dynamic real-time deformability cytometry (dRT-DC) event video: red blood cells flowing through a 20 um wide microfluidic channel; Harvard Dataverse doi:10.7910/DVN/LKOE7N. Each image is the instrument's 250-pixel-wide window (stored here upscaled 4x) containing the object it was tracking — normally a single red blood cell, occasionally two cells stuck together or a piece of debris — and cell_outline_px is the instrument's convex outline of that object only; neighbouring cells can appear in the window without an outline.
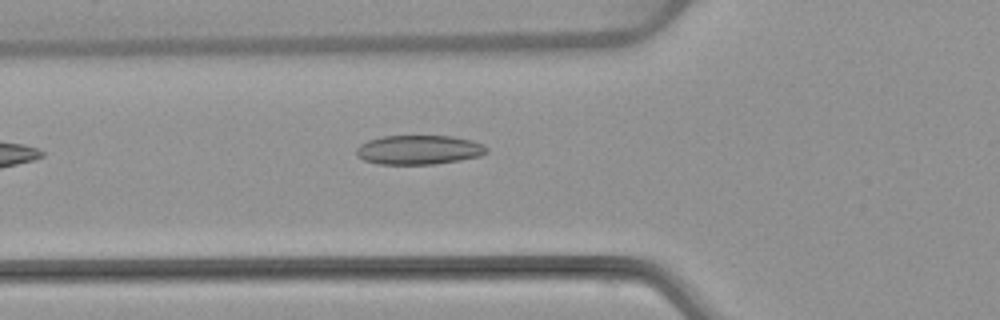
{"species": "common noctule bat (a hibernating species)", "species_latin": "Nyctalus noctula", "temperature_condition": "warm", "stored_images_in_passage": 5, "camera_frame_rate_fps": 3000, "um_per_image_px": 0.085, "animal": {"sex": "female", "body_mass_g": 22.7, "forearm_length_mm": 54.2}, "frame": {"image": 1, "passage_image": 5, "time_ms": 5.0, "image_size_px": [1000, 320], "cell_outline_px": [[488, 152], [480, 156], [460, 160], [436, 164], [380, 164], [364, 160], [356, 152], [356, 148], [360, 144], [368, 140], [380, 136], [452, 136], [472, 140], [484, 144], [488, 148]], "centroid_in_image_um": [35.64, 12.73], "position_along_channel_um": 90.2, "area_um2": 22.31}}